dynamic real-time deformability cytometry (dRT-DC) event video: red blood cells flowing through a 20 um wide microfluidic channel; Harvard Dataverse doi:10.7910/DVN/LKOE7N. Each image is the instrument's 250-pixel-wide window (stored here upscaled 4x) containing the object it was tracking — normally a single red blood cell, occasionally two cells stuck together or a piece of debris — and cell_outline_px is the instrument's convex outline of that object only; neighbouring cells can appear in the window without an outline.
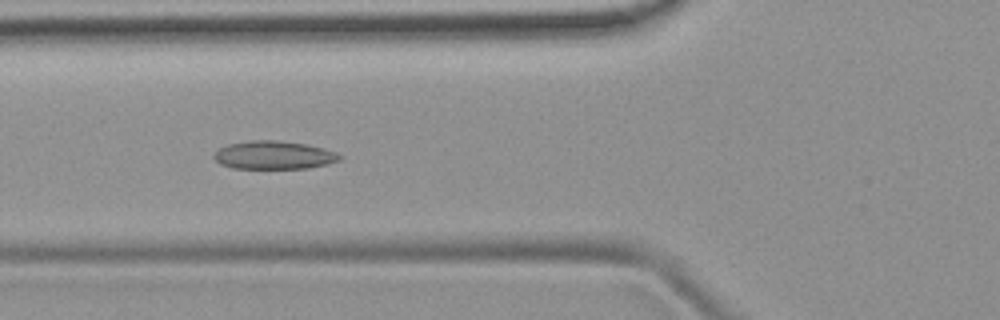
{"species": "common noctule bat (a hibernating species)", "species_latin": "Nyctalus noctula", "temperature_condition": "room temperature", "stored_images_in_passage": 53, "camera_frame_rate_fps": 3000, "um_per_image_px": 0.085, "animal": {"sex": "female", "body_mass_g": 19.9}, "frame": {"image": 1, "passage_image": 20, "time_ms": 6.333, "image_size_px": [1000, 320], "cell_outline_px": [[344, 156], [340, 160], [328, 164], [308, 168], [232, 168], [220, 164], [212, 156], [212, 152], [228, 144], [248, 140], [276, 140], [304, 144], [324, 148], [336, 152]], "centroid_in_image_um": [23.26, 13.18], "position_along_channel_um": 102.5, "area_um2": 20.81}}
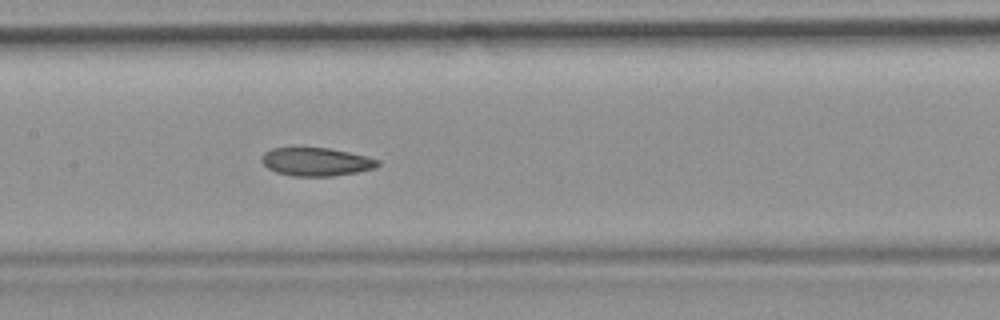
{"frame": {"image": 2, "passage_image": 26, "time_ms": 8.333, "image_size_px": [1000, 320], "cell_outline_px": [[380, 164], [376, 168], [356, 172], [332, 176], [292, 176], [276, 172], [268, 168], [260, 160], [264, 152], [272, 148], [328, 148], [368, 156], [380, 160]], "centroid_in_image_um": [26.89, 13.75], "position_along_channel_um": 180.5, "area_um2": 19.13}}
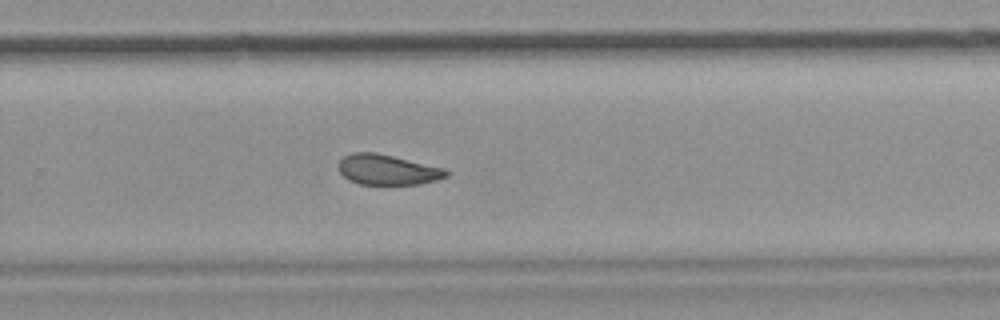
{"frame": {"image": 3, "passage_image": 35, "time_ms": 11.333, "image_size_px": [1000, 320], "cell_outline_px": [[448, 176], [436, 180], [420, 184], [360, 184], [348, 180], [340, 172], [340, 160], [344, 156], [352, 152], [376, 152], [444, 168], [448, 172]], "centroid_in_image_um": [32.93, 14.42], "position_along_channel_um": 296.9, "area_um2": 18.84}, "authors_computed_cell_mechanics": {"area_um2": 20.519, "velocity_mm_per_s": 3.9016, "shape_relaxation_time_tau1_ms": null, "shape_relaxation_time_tau2_ms": 2.5626, "deformation_change_tau1": null, "deformation_change_tau2": 0.0836}}